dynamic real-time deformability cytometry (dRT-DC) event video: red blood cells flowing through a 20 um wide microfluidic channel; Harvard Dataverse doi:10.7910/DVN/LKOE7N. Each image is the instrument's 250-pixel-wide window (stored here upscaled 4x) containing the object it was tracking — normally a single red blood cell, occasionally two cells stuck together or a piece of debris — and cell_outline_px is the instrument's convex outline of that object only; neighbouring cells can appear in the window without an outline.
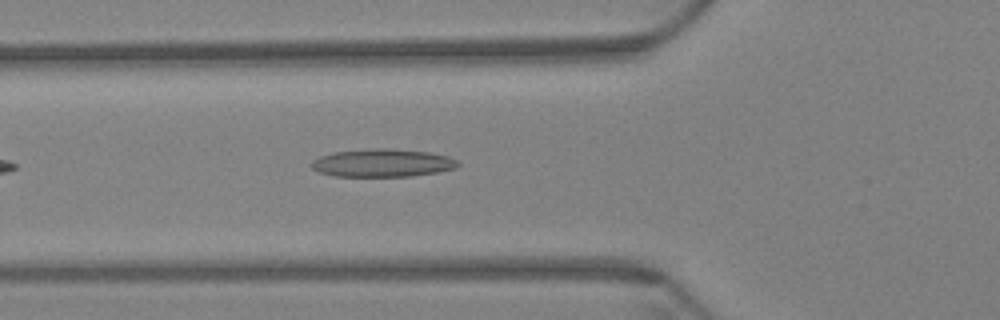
{"species": "Egyptian fruit bat (a non-hibernating species)", "species_latin": "Rousettus aegyptiacus", "temperature_condition": "warm", "stored_images_in_passage": 27, "camera_frame_rate_fps": 3000, "um_per_image_px": 0.085, "animal": {"sex": "female"}, "frame": {"image": 1, "passage_image": 8, "time_ms": 2.333, "image_size_px": [1000, 320], "cell_outline_px": [[460, 164], [456, 168], [436, 172], [412, 176], [336, 176], [320, 172], [312, 168], [312, 160], [320, 156], [332, 152], [376, 148], [388, 148], [428, 152], [448, 156], [456, 160]], "centroid_in_image_um": [32.51, 13.84], "position_along_channel_um": 93.3, "area_um2": 23.7}}
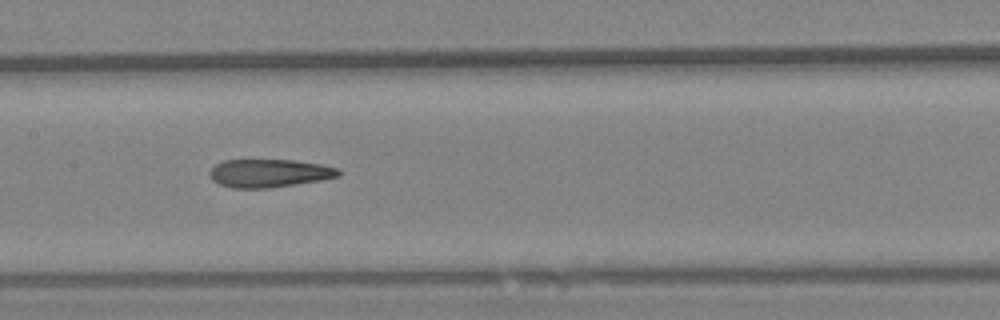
{"frame": {"image": 2, "passage_image": 16, "time_ms": 5.0, "image_size_px": [1000, 320], "cell_outline_px": [[340, 176], [320, 180], [268, 188], [232, 188], [220, 184], [212, 180], [208, 172], [216, 164], [224, 160], [292, 160], [320, 164], [336, 168], [340, 172]], "centroid_in_image_um": [22.84, 14.72], "position_along_channel_um": 184.6, "area_um2": 20.92}}
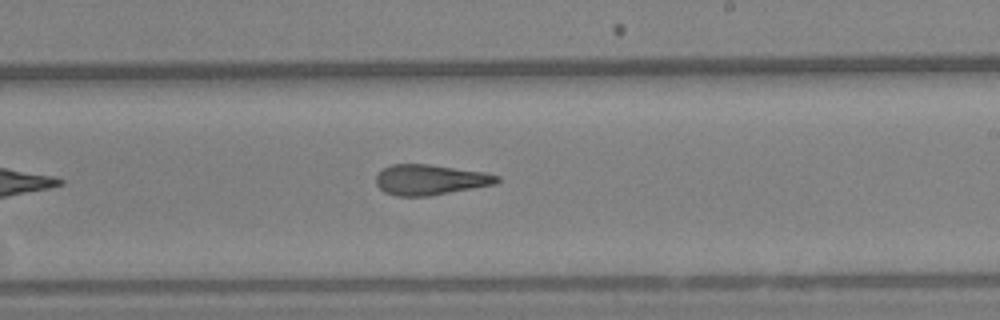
{"frame": {"image": 3, "passage_image": 22, "time_ms": 7.0, "image_size_px": [1000, 320], "cell_outline_px": [[500, 180], [496, 184], [428, 196], [396, 196], [384, 192], [376, 184], [376, 176], [384, 168], [392, 164], [428, 164], [484, 172], [500, 176]], "centroid_in_image_um": [36.56, 15.28], "position_along_channel_um": 252.4, "area_um2": 21.33}}